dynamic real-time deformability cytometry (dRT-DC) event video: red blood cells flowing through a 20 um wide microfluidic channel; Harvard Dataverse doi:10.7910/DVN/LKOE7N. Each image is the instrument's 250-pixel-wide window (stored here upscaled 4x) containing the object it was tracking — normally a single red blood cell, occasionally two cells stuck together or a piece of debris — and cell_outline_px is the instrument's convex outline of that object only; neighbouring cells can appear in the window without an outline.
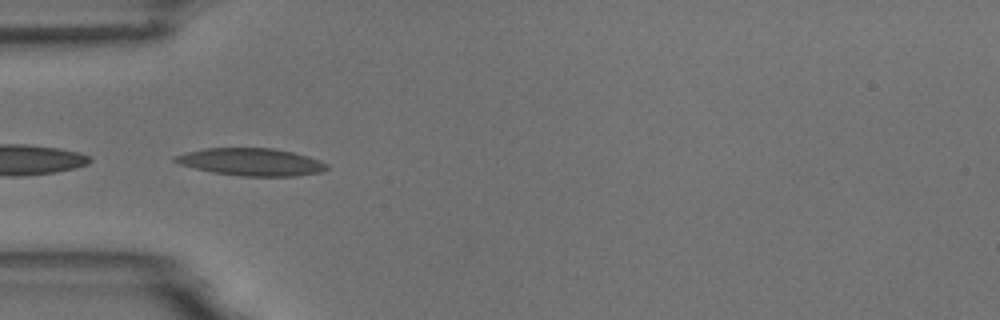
{"species": "common noctule bat (a hibernating species)", "species_latin": "Nyctalus noctula", "temperature_condition": "room temperature", "stored_images_in_passage": 5, "camera_frame_rate_fps": 3000, "um_per_image_px": 0.085, "animal": {"sex": "male", "body_mass_g": 18.8}, "frame": {"image": 1, "passage_image": 4, "time_ms": 3.333, "image_size_px": [1000, 320], "cell_outline_px": [[328, 168], [320, 172], [296, 176], [244, 176], [212, 172], [180, 164], [172, 160], [176, 156], [184, 152], [204, 148], [272, 148], [292, 152], [308, 156], [320, 160], [328, 164]], "centroid_in_image_um": [21.36, 13.76], "position_along_channel_um": 63.6, "area_um2": 24.16}}